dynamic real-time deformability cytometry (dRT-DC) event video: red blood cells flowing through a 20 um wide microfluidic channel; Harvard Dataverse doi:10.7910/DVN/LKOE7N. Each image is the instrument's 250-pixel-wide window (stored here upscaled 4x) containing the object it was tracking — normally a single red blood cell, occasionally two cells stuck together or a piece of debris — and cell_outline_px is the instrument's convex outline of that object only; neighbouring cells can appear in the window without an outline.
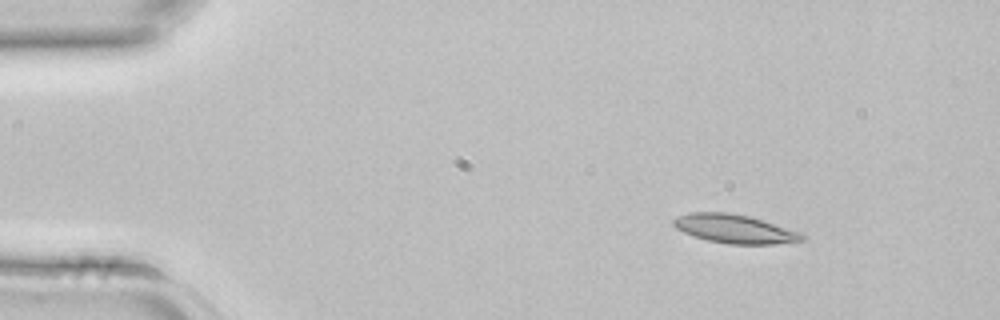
{"species": "common noctule bat (a hibernating species)", "species_latin": "Nyctalus noctula", "temperature_condition": "room temperature", "stored_images_in_passage": 5, "camera_frame_rate_fps": 3000, "um_per_image_px": 0.085, "animal": {"sex": "female", "body_mass_g": 22.7, "forearm_length_mm": 54.2}, "frame": {"image": 1, "passage_image": 2, "time_ms": 0.333, "image_size_px": [1000, 320], "cell_outline_px": [[808, 236], [804, 240], [776, 244], [728, 244], [708, 240], [684, 232], [676, 228], [672, 224], [672, 220], [676, 216], [688, 212], [728, 212], [752, 216], [804, 232]], "centroid_in_image_um": [62.52, 19.44], "position_along_channel_um": 22.5, "area_um2": 22.02}}
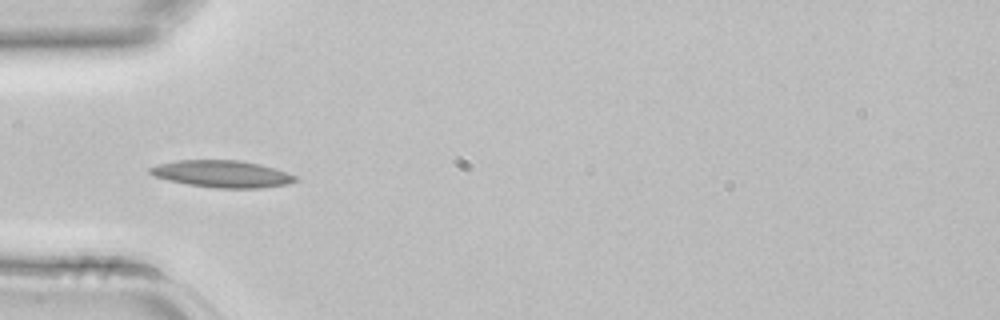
{"frame": {"image": 2, "passage_image": 4, "time_ms": 1.0, "image_size_px": [1000, 320], "cell_outline_px": [[300, 180], [288, 184], [260, 188], [216, 188], [188, 184], [168, 180], [152, 176], [148, 172], [148, 168], [156, 164], [176, 160], [240, 160], [260, 164], [296, 176]], "centroid_in_image_um": [18.83, 14.78], "position_along_channel_um": 66.2, "area_um2": 22.95}}